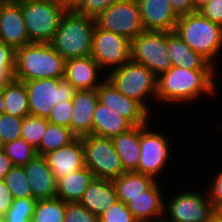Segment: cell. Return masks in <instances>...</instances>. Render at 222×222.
I'll return each mask as SVG.
<instances>
[{
    "mask_svg": "<svg viewBox=\"0 0 222 222\" xmlns=\"http://www.w3.org/2000/svg\"><path fill=\"white\" fill-rule=\"evenodd\" d=\"M27 90L29 114L47 118L60 102L72 100L77 89L64 78H43L23 82Z\"/></svg>",
    "mask_w": 222,
    "mask_h": 222,
    "instance_id": "52a82bcc",
    "label": "cell"
},
{
    "mask_svg": "<svg viewBox=\"0 0 222 222\" xmlns=\"http://www.w3.org/2000/svg\"><path fill=\"white\" fill-rule=\"evenodd\" d=\"M175 33L193 51L201 54L211 64L222 49V26L204 17L198 11L178 17Z\"/></svg>",
    "mask_w": 222,
    "mask_h": 222,
    "instance_id": "277c9868",
    "label": "cell"
},
{
    "mask_svg": "<svg viewBox=\"0 0 222 222\" xmlns=\"http://www.w3.org/2000/svg\"><path fill=\"white\" fill-rule=\"evenodd\" d=\"M105 79L124 96L136 100L151 113L146 98L150 95L156 99L157 76L144 65L130 60L112 69Z\"/></svg>",
    "mask_w": 222,
    "mask_h": 222,
    "instance_id": "5b68a950",
    "label": "cell"
},
{
    "mask_svg": "<svg viewBox=\"0 0 222 222\" xmlns=\"http://www.w3.org/2000/svg\"><path fill=\"white\" fill-rule=\"evenodd\" d=\"M13 167L14 165L10 158L4 153L3 150H0V180H4L5 176Z\"/></svg>",
    "mask_w": 222,
    "mask_h": 222,
    "instance_id": "f6af8a7d",
    "label": "cell"
},
{
    "mask_svg": "<svg viewBox=\"0 0 222 222\" xmlns=\"http://www.w3.org/2000/svg\"><path fill=\"white\" fill-rule=\"evenodd\" d=\"M98 94L95 90H77L72 99L70 129L77 138L92 134V119Z\"/></svg>",
    "mask_w": 222,
    "mask_h": 222,
    "instance_id": "d6986e66",
    "label": "cell"
},
{
    "mask_svg": "<svg viewBox=\"0 0 222 222\" xmlns=\"http://www.w3.org/2000/svg\"><path fill=\"white\" fill-rule=\"evenodd\" d=\"M0 41L14 49L32 43L26 30L21 6L9 0L0 13Z\"/></svg>",
    "mask_w": 222,
    "mask_h": 222,
    "instance_id": "9a60e30c",
    "label": "cell"
},
{
    "mask_svg": "<svg viewBox=\"0 0 222 222\" xmlns=\"http://www.w3.org/2000/svg\"><path fill=\"white\" fill-rule=\"evenodd\" d=\"M167 48L172 66L191 70H215L216 68L201 54L193 51L175 31L167 32Z\"/></svg>",
    "mask_w": 222,
    "mask_h": 222,
    "instance_id": "603a6c76",
    "label": "cell"
},
{
    "mask_svg": "<svg viewBox=\"0 0 222 222\" xmlns=\"http://www.w3.org/2000/svg\"><path fill=\"white\" fill-rule=\"evenodd\" d=\"M0 111L21 118L30 115L27 90L23 82L14 79L2 86L0 90Z\"/></svg>",
    "mask_w": 222,
    "mask_h": 222,
    "instance_id": "d4e9b609",
    "label": "cell"
},
{
    "mask_svg": "<svg viewBox=\"0 0 222 222\" xmlns=\"http://www.w3.org/2000/svg\"><path fill=\"white\" fill-rule=\"evenodd\" d=\"M72 100L57 103L46 118L49 123L70 128Z\"/></svg>",
    "mask_w": 222,
    "mask_h": 222,
    "instance_id": "f35d334b",
    "label": "cell"
},
{
    "mask_svg": "<svg viewBox=\"0 0 222 222\" xmlns=\"http://www.w3.org/2000/svg\"><path fill=\"white\" fill-rule=\"evenodd\" d=\"M95 25V18L67 11L49 43L66 61L89 56Z\"/></svg>",
    "mask_w": 222,
    "mask_h": 222,
    "instance_id": "3957f363",
    "label": "cell"
},
{
    "mask_svg": "<svg viewBox=\"0 0 222 222\" xmlns=\"http://www.w3.org/2000/svg\"><path fill=\"white\" fill-rule=\"evenodd\" d=\"M170 5L177 17L195 12L192 0H170Z\"/></svg>",
    "mask_w": 222,
    "mask_h": 222,
    "instance_id": "7bdbcfd3",
    "label": "cell"
},
{
    "mask_svg": "<svg viewBox=\"0 0 222 222\" xmlns=\"http://www.w3.org/2000/svg\"><path fill=\"white\" fill-rule=\"evenodd\" d=\"M37 201L32 197L13 199L11 207L2 217V222H31Z\"/></svg>",
    "mask_w": 222,
    "mask_h": 222,
    "instance_id": "836d02e7",
    "label": "cell"
},
{
    "mask_svg": "<svg viewBox=\"0 0 222 222\" xmlns=\"http://www.w3.org/2000/svg\"><path fill=\"white\" fill-rule=\"evenodd\" d=\"M13 197L6 186L4 180H0V217H3L6 211L11 207Z\"/></svg>",
    "mask_w": 222,
    "mask_h": 222,
    "instance_id": "ee69618b",
    "label": "cell"
},
{
    "mask_svg": "<svg viewBox=\"0 0 222 222\" xmlns=\"http://www.w3.org/2000/svg\"><path fill=\"white\" fill-rule=\"evenodd\" d=\"M207 195L214 209L222 206V171L212 181Z\"/></svg>",
    "mask_w": 222,
    "mask_h": 222,
    "instance_id": "b9f144b4",
    "label": "cell"
},
{
    "mask_svg": "<svg viewBox=\"0 0 222 222\" xmlns=\"http://www.w3.org/2000/svg\"><path fill=\"white\" fill-rule=\"evenodd\" d=\"M214 222H222V220L216 214H214Z\"/></svg>",
    "mask_w": 222,
    "mask_h": 222,
    "instance_id": "db71d44e",
    "label": "cell"
},
{
    "mask_svg": "<svg viewBox=\"0 0 222 222\" xmlns=\"http://www.w3.org/2000/svg\"><path fill=\"white\" fill-rule=\"evenodd\" d=\"M15 49L0 41V84L3 86L14 80Z\"/></svg>",
    "mask_w": 222,
    "mask_h": 222,
    "instance_id": "e575fe53",
    "label": "cell"
},
{
    "mask_svg": "<svg viewBox=\"0 0 222 222\" xmlns=\"http://www.w3.org/2000/svg\"><path fill=\"white\" fill-rule=\"evenodd\" d=\"M66 60L50 43L24 45L15 49L14 79L20 82L43 79L64 78Z\"/></svg>",
    "mask_w": 222,
    "mask_h": 222,
    "instance_id": "7a4b0ae2",
    "label": "cell"
},
{
    "mask_svg": "<svg viewBox=\"0 0 222 222\" xmlns=\"http://www.w3.org/2000/svg\"><path fill=\"white\" fill-rule=\"evenodd\" d=\"M119 0H85L77 13L96 18L101 12Z\"/></svg>",
    "mask_w": 222,
    "mask_h": 222,
    "instance_id": "ab89813d",
    "label": "cell"
},
{
    "mask_svg": "<svg viewBox=\"0 0 222 222\" xmlns=\"http://www.w3.org/2000/svg\"><path fill=\"white\" fill-rule=\"evenodd\" d=\"M2 150L10 158L14 166H25L36 155V149L22 137L4 143Z\"/></svg>",
    "mask_w": 222,
    "mask_h": 222,
    "instance_id": "4dcf8cb0",
    "label": "cell"
},
{
    "mask_svg": "<svg viewBox=\"0 0 222 222\" xmlns=\"http://www.w3.org/2000/svg\"><path fill=\"white\" fill-rule=\"evenodd\" d=\"M85 0H60L59 3L66 11H77Z\"/></svg>",
    "mask_w": 222,
    "mask_h": 222,
    "instance_id": "bcb514c9",
    "label": "cell"
},
{
    "mask_svg": "<svg viewBox=\"0 0 222 222\" xmlns=\"http://www.w3.org/2000/svg\"><path fill=\"white\" fill-rule=\"evenodd\" d=\"M9 0H0V13H1V10L3 8V6L8 2Z\"/></svg>",
    "mask_w": 222,
    "mask_h": 222,
    "instance_id": "f907efd6",
    "label": "cell"
},
{
    "mask_svg": "<svg viewBox=\"0 0 222 222\" xmlns=\"http://www.w3.org/2000/svg\"><path fill=\"white\" fill-rule=\"evenodd\" d=\"M148 124L140 125V158L135 172L157 179L169 160V141L162 132L147 129Z\"/></svg>",
    "mask_w": 222,
    "mask_h": 222,
    "instance_id": "7c38bea8",
    "label": "cell"
},
{
    "mask_svg": "<svg viewBox=\"0 0 222 222\" xmlns=\"http://www.w3.org/2000/svg\"><path fill=\"white\" fill-rule=\"evenodd\" d=\"M101 70L91 55L73 58L66 61L64 79L77 90H95L102 84L97 81Z\"/></svg>",
    "mask_w": 222,
    "mask_h": 222,
    "instance_id": "ffe728a7",
    "label": "cell"
},
{
    "mask_svg": "<svg viewBox=\"0 0 222 222\" xmlns=\"http://www.w3.org/2000/svg\"><path fill=\"white\" fill-rule=\"evenodd\" d=\"M94 178V174L86 166L68 176L59 178L57 180V198L65 203L79 202Z\"/></svg>",
    "mask_w": 222,
    "mask_h": 222,
    "instance_id": "4316f807",
    "label": "cell"
},
{
    "mask_svg": "<svg viewBox=\"0 0 222 222\" xmlns=\"http://www.w3.org/2000/svg\"><path fill=\"white\" fill-rule=\"evenodd\" d=\"M99 222H138L128 210L127 204L117 200L99 216Z\"/></svg>",
    "mask_w": 222,
    "mask_h": 222,
    "instance_id": "8d00e7d4",
    "label": "cell"
},
{
    "mask_svg": "<svg viewBox=\"0 0 222 222\" xmlns=\"http://www.w3.org/2000/svg\"><path fill=\"white\" fill-rule=\"evenodd\" d=\"M82 144L85 166L95 178L113 181L126 172L112 139L90 134L82 137Z\"/></svg>",
    "mask_w": 222,
    "mask_h": 222,
    "instance_id": "ba28073f",
    "label": "cell"
},
{
    "mask_svg": "<svg viewBox=\"0 0 222 222\" xmlns=\"http://www.w3.org/2000/svg\"><path fill=\"white\" fill-rule=\"evenodd\" d=\"M198 12L210 21L222 26V0H211Z\"/></svg>",
    "mask_w": 222,
    "mask_h": 222,
    "instance_id": "60d3db41",
    "label": "cell"
},
{
    "mask_svg": "<svg viewBox=\"0 0 222 222\" xmlns=\"http://www.w3.org/2000/svg\"><path fill=\"white\" fill-rule=\"evenodd\" d=\"M4 182L13 199L32 197L31 187L24 167L14 166L5 176Z\"/></svg>",
    "mask_w": 222,
    "mask_h": 222,
    "instance_id": "1f68e13d",
    "label": "cell"
},
{
    "mask_svg": "<svg viewBox=\"0 0 222 222\" xmlns=\"http://www.w3.org/2000/svg\"><path fill=\"white\" fill-rule=\"evenodd\" d=\"M112 142L124 170L136 171L140 158V125L112 138Z\"/></svg>",
    "mask_w": 222,
    "mask_h": 222,
    "instance_id": "484cf974",
    "label": "cell"
},
{
    "mask_svg": "<svg viewBox=\"0 0 222 222\" xmlns=\"http://www.w3.org/2000/svg\"><path fill=\"white\" fill-rule=\"evenodd\" d=\"M56 180L85 167L82 138H76L69 145L44 155Z\"/></svg>",
    "mask_w": 222,
    "mask_h": 222,
    "instance_id": "2e32d148",
    "label": "cell"
},
{
    "mask_svg": "<svg viewBox=\"0 0 222 222\" xmlns=\"http://www.w3.org/2000/svg\"><path fill=\"white\" fill-rule=\"evenodd\" d=\"M63 222H99V217L91 213L79 202L66 203Z\"/></svg>",
    "mask_w": 222,
    "mask_h": 222,
    "instance_id": "74e56055",
    "label": "cell"
},
{
    "mask_svg": "<svg viewBox=\"0 0 222 222\" xmlns=\"http://www.w3.org/2000/svg\"><path fill=\"white\" fill-rule=\"evenodd\" d=\"M66 203L60 198L37 201L31 222H63Z\"/></svg>",
    "mask_w": 222,
    "mask_h": 222,
    "instance_id": "f546056e",
    "label": "cell"
},
{
    "mask_svg": "<svg viewBox=\"0 0 222 222\" xmlns=\"http://www.w3.org/2000/svg\"><path fill=\"white\" fill-rule=\"evenodd\" d=\"M216 70H191L172 66L157 77L156 99L169 103L194 102L200 95L216 92Z\"/></svg>",
    "mask_w": 222,
    "mask_h": 222,
    "instance_id": "6da1fadb",
    "label": "cell"
},
{
    "mask_svg": "<svg viewBox=\"0 0 222 222\" xmlns=\"http://www.w3.org/2000/svg\"><path fill=\"white\" fill-rule=\"evenodd\" d=\"M48 123L49 121L43 117H36L32 115L25 116L22 122L21 137L32 147L37 149L40 146Z\"/></svg>",
    "mask_w": 222,
    "mask_h": 222,
    "instance_id": "d6a6232c",
    "label": "cell"
},
{
    "mask_svg": "<svg viewBox=\"0 0 222 222\" xmlns=\"http://www.w3.org/2000/svg\"><path fill=\"white\" fill-rule=\"evenodd\" d=\"M160 186L157 181L147 190L131 198L127 203L128 210L138 222H152L163 217L165 202L161 195Z\"/></svg>",
    "mask_w": 222,
    "mask_h": 222,
    "instance_id": "44dd1931",
    "label": "cell"
},
{
    "mask_svg": "<svg viewBox=\"0 0 222 222\" xmlns=\"http://www.w3.org/2000/svg\"><path fill=\"white\" fill-rule=\"evenodd\" d=\"M104 81L96 89L100 103L127 119L133 126L149 124L150 113L139 102L124 96L108 80Z\"/></svg>",
    "mask_w": 222,
    "mask_h": 222,
    "instance_id": "5bb4252c",
    "label": "cell"
},
{
    "mask_svg": "<svg viewBox=\"0 0 222 222\" xmlns=\"http://www.w3.org/2000/svg\"><path fill=\"white\" fill-rule=\"evenodd\" d=\"M17 3H24V2H29V1H42V0H13Z\"/></svg>",
    "mask_w": 222,
    "mask_h": 222,
    "instance_id": "816d5d0a",
    "label": "cell"
},
{
    "mask_svg": "<svg viewBox=\"0 0 222 222\" xmlns=\"http://www.w3.org/2000/svg\"><path fill=\"white\" fill-rule=\"evenodd\" d=\"M76 138L70 128L48 123L36 153L37 155L44 156L50 151L69 145Z\"/></svg>",
    "mask_w": 222,
    "mask_h": 222,
    "instance_id": "f1b7e54d",
    "label": "cell"
},
{
    "mask_svg": "<svg viewBox=\"0 0 222 222\" xmlns=\"http://www.w3.org/2000/svg\"><path fill=\"white\" fill-rule=\"evenodd\" d=\"M145 31L175 30L178 17L172 11L170 0H136Z\"/></svg>",
    "mask_w": 222,
    "mask_h": 222,
    "instance_id": "e0dca14e",
    "label": "cell"
},
{
    "mask_svg": "<svg viewBox=\"0 0 222 222\" xmlns=\"http://www.w3.org/2000/svg\"><path fill=\"white\" fill-rule=\"evenodd\" d=\"M152 222H171V221H169L168 219L167 220L163 219V217H162V218L155 219Z\"/></svg>",
    "mask_w": 222,
    "mask_h": 222,
    "instance_id": "681fc988",
    "label": "cell"
},
{
    "mask_svg": "<svg viewBox=\"0 0 222 222\" xmlns=\"http://www.w3.org/2000/svg\"><path fill=\"white\" fill-rule=\"evenodd\" d=\"M156 180L148 175H143L135 171L124 172L118 178L113 180L117 198L119 201L127 204L131 198L141 195L147 191Z\"/></svg>",
    "mask_w": 222,
    "mask_h": 222,
    "instance_id": "83f0119b",
    "label": "cell"
},
{
    "mask_svg": "<svg viewBox=\"0 0 222 222\" xmlns=\"http://www.w3.org/2000/svg\"><path fill=\"white\" fill-rule=\"evenodd\" d=\"M134 127L127 119L97 102L92 119V135L114 138Z\"/></svg>",
    "mask_w": 222,
    "mask_h": 222,
    "instance_id": "cb8c5ba5",
    "label": "cell"
},
{
    "mask_svg": "<svg viewBox=\"0 0 222 222\" xmlns=\"http://www.w3.org/2000/svg\"><path fill=\"white\" fill-rule=\"evenodd\" d=\"M131 60L144 65L157 77L172 67L167 31H144L131 40Z\"/></svg>",
    "mask_w": 222,
    "mask_h": 222,
    "instance_id": "9c48e42d",
    "label": "cell"
},
{
    "mask_svg": "<svg viewBox=\"0 0 222 222\" xmlns=\"http://www.w3.org/2000/svg\"><path fill=\"white\" fill-rule=\"evenodd\" d=\"M215 214L222 220V206L215 209Z\"/></svg>",
    "mask_w": 222,
    "mask_h": 222,
    "instance_id": "c3c4849f",
    "label": "cell"
},
{
    "mask_svg": "<svg viewBox=\"0 0 222 222\" xmlns=\"http://www.w3.org/2000/svg\"><path fill=\"white\" fill-rule=\"evenodd\" d=\"M210 1L211 0H192L195 12L199 11L201 8H203Z\"/></svg>",
    "mask_w": 222,
    "mask_h": 222,
    "instance_id": "7dc6e473",
    "label": "cell"
},
{
    "mask_svg": "<svg viewBox=\"0 0 222 222\" xmlns=\"http://www.w3.org/2000/svg\"><path fill=\"white\" fill-rule=\"evenodd\" d=\"M95 22L99 28L129 40L145 31L136 0L114 2L95 18Z\"/></svg>",
    "mask_w": 222,
    "mask_h": 222,
    "instance_id": "30bf717a",
    "label": "cell"
},
{
    "mask_svg": "<svg viewBox=\"0 0 222 222\" xmlns=\"http://www.w3.org/2000/svg\"><path fill=\"white\" fill-rule=\"evenodd\" d=\"M118 200L112 180L94 178L79 203L99 217Z\"/></svg>",
    "mask_w": 222,
    "mask_h": 222,
    "instance_id": "7402d4cb",
    "label": "cell"
},
{
    "mask_svg": "<svg viewBox=\"0 0 222 222\" xmlns=\"http://www.w3.org/2000/svg\"><path fill=\"white\" fill-rule=\"evenodd\" d=\"M31 42L49 43L56 33L63 15L67 12L55 0L19 3Z\"/></svg>",
    "mask_w": 222,
    "mask_h": 222,
    "instance_id": "8992f818",
    "label": "cell"
},
{
    "mask_svg": "<svg viewBox=\"0 0 222 222\" xmlns=\"http://www.w3.org/2000/svg\"><path fill=\"white\" fill-rule=\"evenodd\" d=\"M131 40L95 25L91 56L102 70L115 69L131 60Z\"/></svg>",
    "mask_w": 222,
    "mask_h": 222,
    "instance_id": "8fae6325",
    "label": "cell"
},
{
    "mask_svg": "<svg viewBox=\"0 0 222 222\" xmlns=\"http://www.w3.org/2000/svg\"><path fill=\"white\" fill-rule=\"evenodd\" d=\"M23 118L11 116L0 111V134L4 143L21 137Z\"/></svg>",
    "mask_w": 222,
    "mask_h": 222,
    "instance_id": "d590c367",
    "label": "cell"
},
{
    "mask_svg": "<svg viewBox=\"0 0 222 222\" xmlns=\"http://www.w3.org/2000/svg\"><path fill=\"white\" fill-rule=\"evenodd\" d=\"M23 167L31 187L32 198L40 200L57 197V180L44 156L36 155Z\"/></svg>",
    "mask_w": 222,
    "mask_h": 222,
    "instance_id": "ac0fdd59",
    "label": "cell"
},
{
    "mask_svg": "<svg viewBox=\"0 0 222 222\" xmlns=\"http://www.w3.org/2000/svg\"><path fill=\"white\" fill-rule=\"evenodd\" d=\"M3 145H4V141H3V138H2V136L0 134V150H2Z\"/></svg>",
    "mask_w": 222,
    "mask_h": 222,
    "instance_id": "f5cc1de1",
    "label": "cell"
},
{
    "mask_svg": "<svg viewBox=\"0 0 222 222\" xmlns=\"http://www.w3.org/2000/svg\"><path fill=\"white\" fill-rule=\"evenodd\" d=\"M166 204V219L171 222H211L215 214L208 195L202 193L182 192Z\"/></svg>",
    "mask_w": 222,
    "mask_h": 222,
    "instance_id": "4fadbf2b",
    "label": "cell"
}]
</instances>
